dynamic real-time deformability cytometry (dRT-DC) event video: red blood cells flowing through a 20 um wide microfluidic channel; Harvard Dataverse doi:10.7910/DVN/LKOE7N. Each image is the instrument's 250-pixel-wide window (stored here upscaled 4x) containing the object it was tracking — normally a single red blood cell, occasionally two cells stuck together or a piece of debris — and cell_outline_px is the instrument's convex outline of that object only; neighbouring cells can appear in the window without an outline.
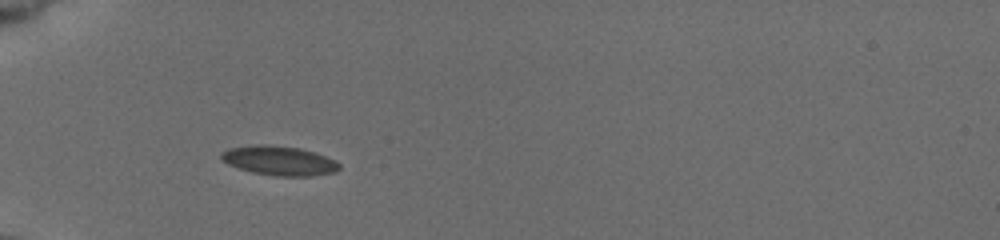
{"species": "common noctule bat (a hibernating species)", "species_latin": "Nyctalus noctula", "temperature_condition": "cold", "stored_images_in_passage": 36, "camera_frame_rate_fps": 3000, "um_per_image_px": 0.085, "animal": {"sex": "female", "body_mass_g": 19.5, "forearm_length_mm": 54.1}, "frame": {"image": 1, "passage_image": 1, "time_ms": 0.0, "image_size_px": [1000, 240], "cell_outline_px": [[340, 168], [336, 172], [312, 176], [276, 176], [252, 172], [228, 164], [220, 160], [220, 152], [228, 148], [260, 144], [296, 148], [312, 152], [336, 160], [340, 164]], "centroid_in_image_um": [23.71, 13.67], "position_along_channel_um": 61.3, "area_um2": 20.06}}
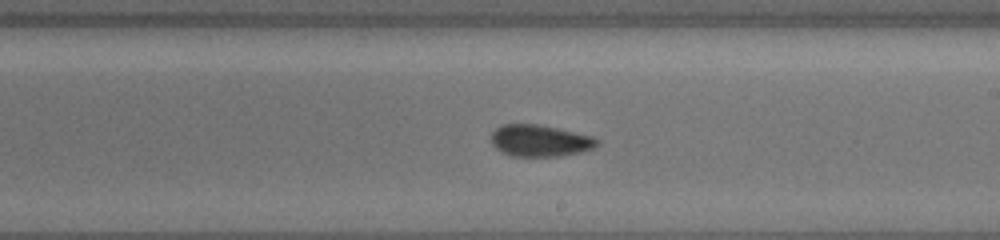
{"frame": {"image": 2, "passage_image": 16, "time_ms": 5.0, "image_size_px": [1000, 240], "cell_outline_px": [[596, 144], [592, 148], [580, 152], [560, 156], [512, 156], [496, 148], [492, 144], [492, 132], [500, 124], [536, 124], [556, 128], [592, 136], [596, 140]], "centroid_in_image_um": [45.84, 11.95], "position_along_channel_um": 243.2, "area_um2": 19.19}}
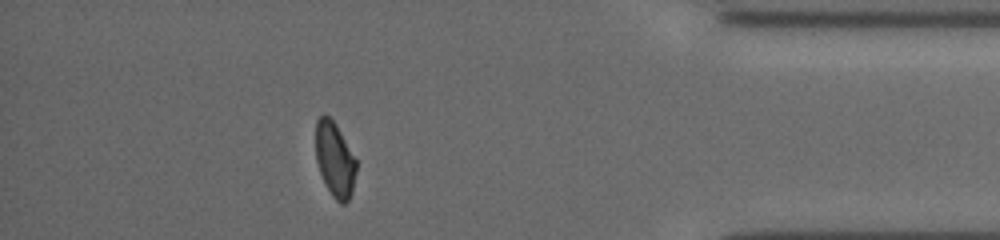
{"frame": {"image": 3, "passage_image": 31, "time_ms": 10.0, "image_size_px": [1000, 240], "cell_outline_px": [[356, 172], [352, 192], [348, 200], [344, 204], [340, 204], [332, 196], [320, 172], [316, 160], [316, 120], [324, 112], [336, 124], [356, 160]], "centroid_in_image_um": [28.45, 13.55], "position_along_channel_um": 406.7, "area_um2": 17.51}, "authors_computed_cell_mechanics": {"area_um2": 19.1607, "velocity_mm_per_s": 3.8857, "shape_relaxation_time_tau1_ms": 6.4052, "shape_relaxation_time_tau2_ms": 3.3826, "deformation_change_tau1": 0.1288, "deformation_change_tau2": 0.0593}}